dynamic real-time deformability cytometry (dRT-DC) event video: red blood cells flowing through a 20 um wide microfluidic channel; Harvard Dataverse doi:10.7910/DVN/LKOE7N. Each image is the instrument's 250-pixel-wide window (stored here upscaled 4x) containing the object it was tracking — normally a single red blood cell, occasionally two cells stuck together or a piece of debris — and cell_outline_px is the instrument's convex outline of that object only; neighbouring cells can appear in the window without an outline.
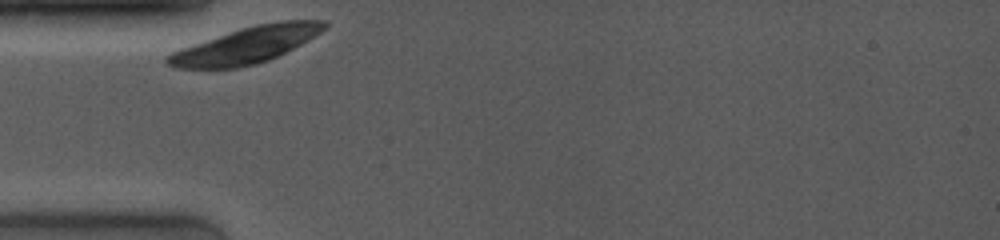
{"species": "common noctule bat (a hibernating species)", "species_latin": "Nyctalus noctula", "temperature_condition": "room temperature", "stored_images_in_passage": 1, "camera_frame_rate_fps": 4000, "um_per_image_px": 0.085, "animal": {"sex": "female", "body_mass_g": 19.0, "forearm_length_mm": 53.3}, "frame": {"image": 1, "passage_image": 1, "time_ms": 0.0, "image_size_px": [1000, 240], "cell_outline_px": [[328, 24], [320, 32], [308, 40], [268, 60], [256, 64], [236, 68], [176, 68], [164, 64], [164, 56], [180, 48], [240, 28], [256, 24], [280, 20], [324, 20]], "centroid_in_image_um": [20.87, 3.84], "position_along_channel_um": 64.1, "area_um2": 33.0}}